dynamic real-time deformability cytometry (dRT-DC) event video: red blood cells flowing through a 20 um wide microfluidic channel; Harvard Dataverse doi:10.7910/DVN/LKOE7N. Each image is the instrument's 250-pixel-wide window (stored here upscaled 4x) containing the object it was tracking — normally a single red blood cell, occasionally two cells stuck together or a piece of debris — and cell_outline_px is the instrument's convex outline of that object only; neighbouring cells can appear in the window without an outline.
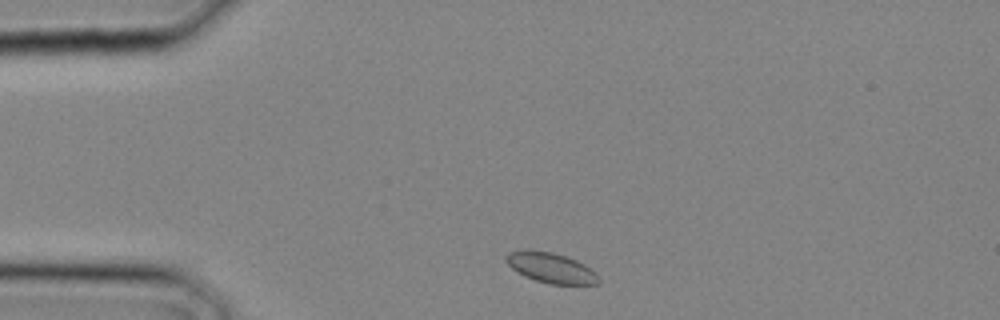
{"species": "common noctule bat (a hibernating species)", "species_latin": "Nyctalus noctula", "temperature_condition": "cold", "stored_images_in_passage": 23, "camera_frame_rate_fps": 3000, "um_per_image_px": 0.085, "animal": {"sex": "male", "body_mass_g": 20.4}, "frame": {"image": 1, "passage_image": 1, "time_ms": 0.0, "image_size_px": [1000, 320], "cell_outline_px": [[600, 284], [548, 284], [524, 276], [516, 272], [504, 260], [504, 256], [508, 252], [552, 252], [576, 260], [584, 264], [596, 272], [600, 280]], "centroid_in_image_um": [46.86, 22.8], "position_along_channel_um": 38.1, "area_um2": 15.95}}
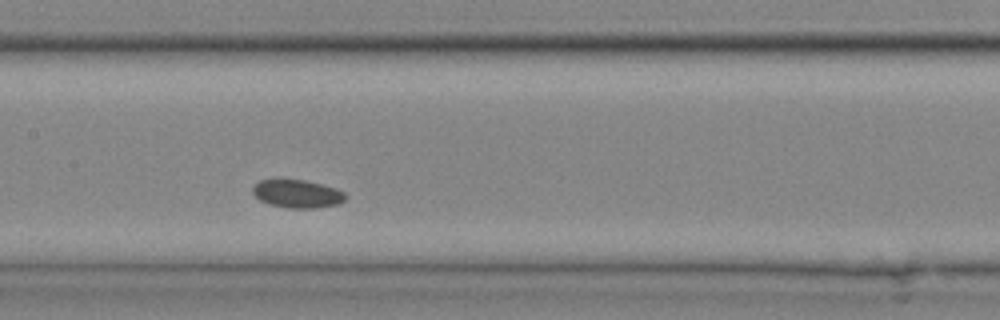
{"frame": {"image": 2, "passage_image": 9, "time_ms": 2.667, "image_size_px": [1000, 320], "cell_outline_px": [[348, 196], [340, 204], [316, 208], [288, 208], [268, 204], [260, 200], [252, 192], [252, 188], [260, 180], [280, 176], [304, 180], [336, 188], [344, 192]], "centroid_in_image_um": [25.24, 16.43], "position_along_channel_um": 182.2, "area_um2": 15.78}}
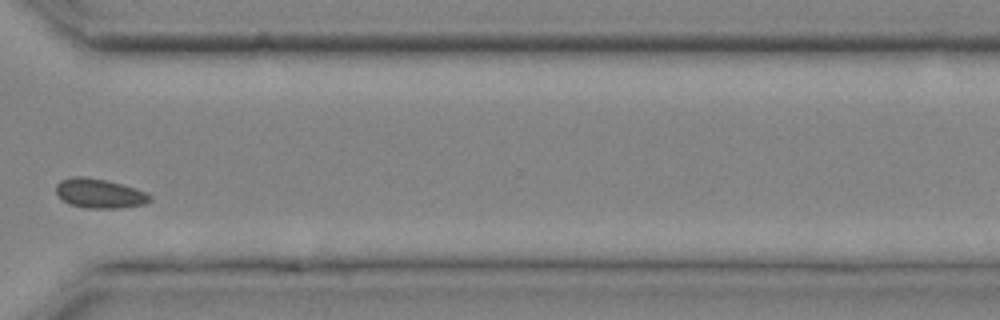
{"frame": {"image": 3, "passage_image": 17, "time_ms": 5.333, "image_size_px": [1000, 320], "cell_outline_px": [[152, 196], [144, 204], [120, 208], [84, 208], [68, 204], [56, 192], [56, 184], [60, 180], [72, 176], [84, 176], [108, 180], [148, 192]], "centroid_in_image_um": [8.44, 16.43], "position_along_channel_um": 362.2, "area_um2": 16.18}}